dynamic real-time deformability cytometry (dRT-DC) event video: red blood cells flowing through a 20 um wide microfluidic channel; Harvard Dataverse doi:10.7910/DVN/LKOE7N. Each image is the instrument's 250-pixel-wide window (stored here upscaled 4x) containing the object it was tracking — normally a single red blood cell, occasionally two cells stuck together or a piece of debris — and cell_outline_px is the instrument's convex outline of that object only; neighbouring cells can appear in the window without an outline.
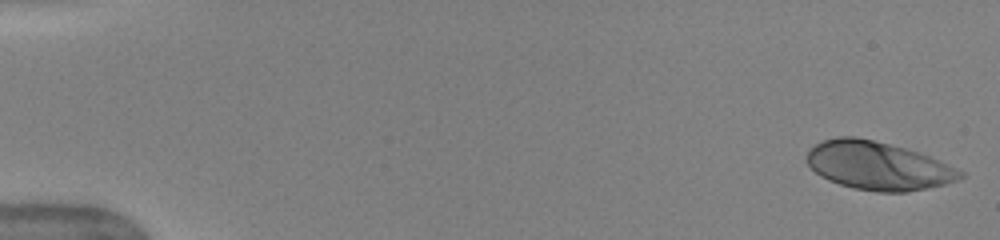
{"species": "human", "species_latin": "Homo sapiens", "temperature_condition": "warm", "stored_images_in_passage": 14, "camera_frame_rate_fps": 3000, "um_per_image_px": 0.085, "donor": {"sex": "female"}, "frame": {"image": 1, "passage_image": 1, "time_ms": 0.0, "image_size_px": [1000, 240], "cell_outline_px": [[964, 176], [956, 180], [944, 184], [928, 188], [908, 192], [880, 192], [852, 188], [828, 180], [820, 176], [808, 164], [808, 152], [816, 144], [824, 140], [836, 136], [856, 136], [920, 152], [940, 160], [964, 172]], "centroid_in_image_um": [74.65, 14.09], "position_along_channel_um": 10.4, "area_um2": 42.95}}
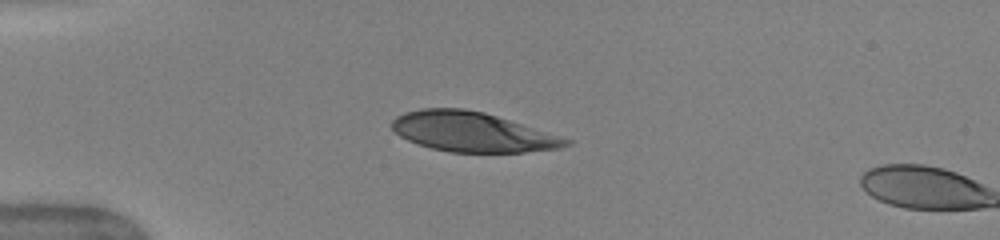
{"frame": {"image": 2, "passage_image": 13, "time_ms": 4.0, "image_size_px": [1000, 240], "cell_outline_px": [[572, 144], [560, 148], [524, 152], [448, 152], [432, 148], [408, 140], [400, 136], [392, 128], [392, 120], [396, 116], [404, 112], [420, 108], [464, 108], [484, 112], [560, 136], [572, 140]], "centroid_in_image_um": [40.13, 11.21], "position_along_channel_um": 44.9, "area_um2": 40.06}}